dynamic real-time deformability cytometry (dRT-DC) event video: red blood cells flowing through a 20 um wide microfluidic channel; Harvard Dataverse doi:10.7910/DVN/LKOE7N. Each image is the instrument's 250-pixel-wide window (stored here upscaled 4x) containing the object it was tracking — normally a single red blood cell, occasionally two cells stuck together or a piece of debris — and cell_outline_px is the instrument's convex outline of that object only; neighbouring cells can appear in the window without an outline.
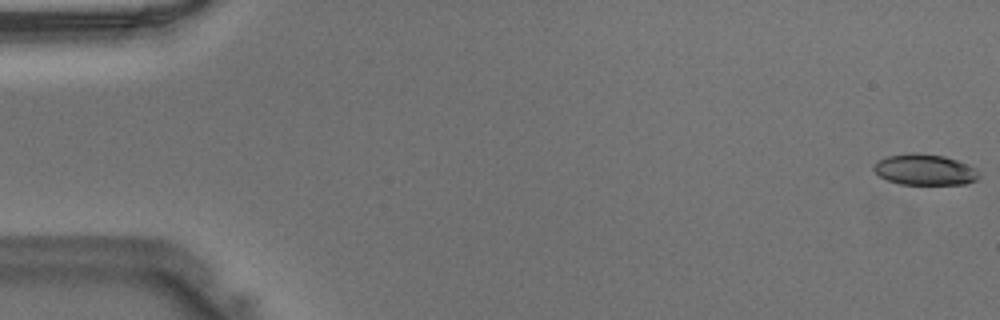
{"species": "Egyptian fruit bat (a non-hibernating species)", "species_latin": "Rousettus aegyptiacus", "temperature_condition": "warm", "stored_images_in_passage": 36, "camera_frame_rate_fps": 3000, "um_per_image_px": 0.085, "animal": {"sex": "male"}, "frame": {"image": 1, "passage_image": 1, "time_ms": 0.0, "image_size_px": [1000, 320], "cell_outline_px": [[968, 180], [952, 184], [908, 184], [892, 180], [884, 176], [888, 160], [896, 156], [936, 156], [952, 160], [956, 164]], "centroid_in_image_um": [78.52, 14.49], "position_along_channel_um": 6.5, "area_um2": 13.93}}
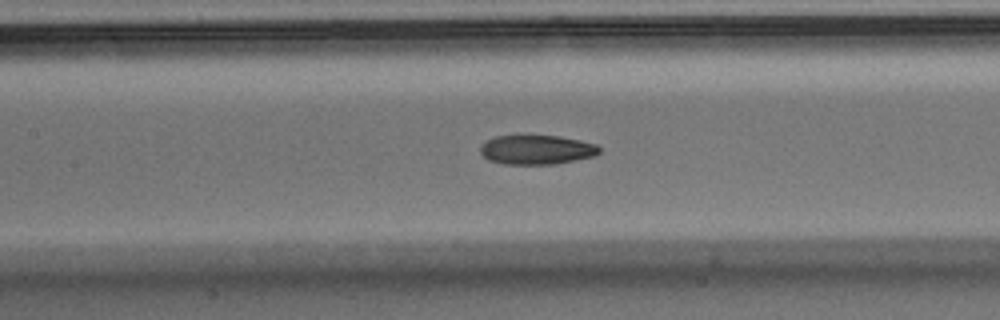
{"frame": {"image": 2, "passage_image": 22, "time_ms": 7.0, "image_size_px": [1000, 320], "cell_outline_px": [[596, 152], [584, 156], [564, 160], [500, 160], [488, 156], [484, 152], [484, 148], [492, 140], [508, 136], [548, 136], [588, 144], [596, 148]], "centroid_in_image_um": [45.6, 12.63], "position_along_channel_um": 161.8, "area_um2": 15.84}}
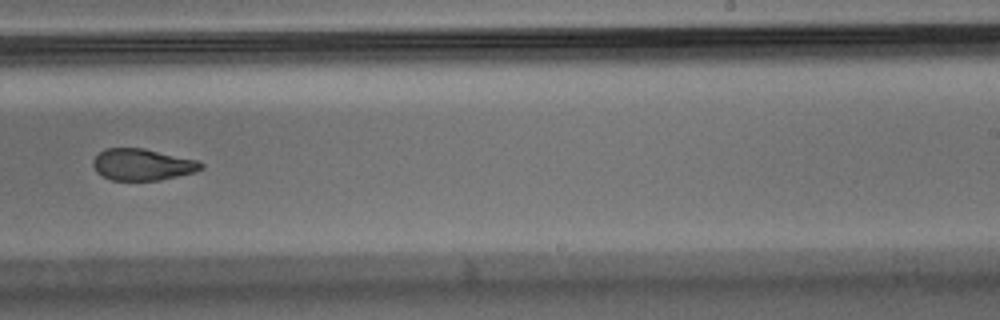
{"frame": {"image": 3, "passage_image": 30, "time_ms": 9.667, "image_size_px": [1000, 320], "cell_outline_px": [[200, 168], [188, 172], [148, 180], [120, 180], [108, 176], [100, 172], [96, 168], [96, 160], [104, 152], [116, 148], [132, 148], [152, 152], [188, 160], [200, 164]], "centroid_in_image_um": [12.02, 14.0], "position_along_channel_um": 277.0, "area_um2": 16.99}}